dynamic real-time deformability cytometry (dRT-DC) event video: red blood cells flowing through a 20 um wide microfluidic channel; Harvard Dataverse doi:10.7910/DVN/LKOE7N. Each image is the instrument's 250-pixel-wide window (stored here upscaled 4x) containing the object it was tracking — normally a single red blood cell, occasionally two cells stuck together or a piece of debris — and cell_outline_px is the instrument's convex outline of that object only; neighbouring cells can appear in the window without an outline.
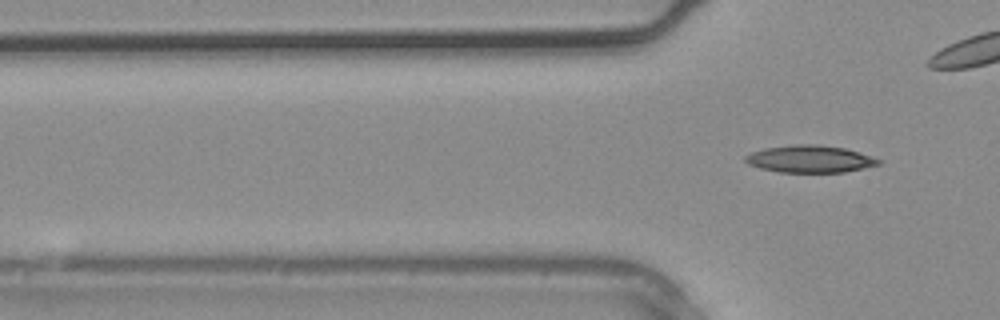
{"species": "common noctule bat (a hibernating species)", "species_latin": "Nyctalus noctula", "temperature_condition": "warm", "stored_images_in_passage": 4, "camera_frame_rate_fps": 3000, "um_per_image_px": 0.085, "animal": {"sex": "male", "body_mass_g": 20.4}, "frame": {"image": 1, "passage_image": 4, "time_ms": 1.0, "image_size_px": [1000, 320], "cell_outline_px": [[880, 164], [864, 168], [844, 172], [780, 172], [760, 168], [748, 164], [744, 160], [744, 156], [752, 152], [764, 148], [792, 144], [816, 144], [844, 148], [860, 152], [880, 160]], "centroid_in_image_um": [68.81, 13.51], "position_along_channel_um": 57.0, "area_um2": 21.1}}